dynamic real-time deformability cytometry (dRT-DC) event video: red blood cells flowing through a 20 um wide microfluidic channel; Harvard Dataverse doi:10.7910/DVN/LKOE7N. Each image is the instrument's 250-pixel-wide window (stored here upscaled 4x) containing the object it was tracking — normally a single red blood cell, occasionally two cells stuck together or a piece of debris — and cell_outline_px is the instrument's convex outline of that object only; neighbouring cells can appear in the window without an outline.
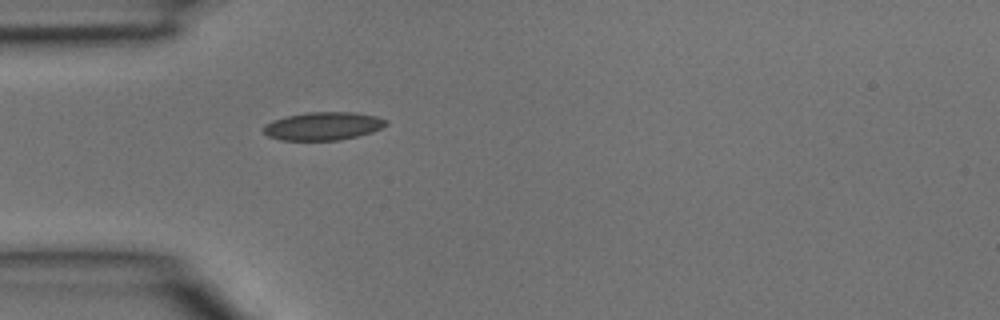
{"species": "common noctule bat (a hibernating species)", "species_latin": "Nyctalus noctula", "temperature_condition": "room temperature", "stored_images_in_passage": 29, "camera_frame_rate_fps": 3000, "um_per_image_px": 0.085, "animal": {"sex": "male", "body_mass_g": 15.6}, "frame": {"image": 1, "passage_image": 1, "time_ms": 0.0, "image_size_px": [1000, 320], "cell_outline_px": [[388, 124], [372, 132], [340, 140], [280, 140], [268, 136], [264, 132], [264, 124], [272, 120], [288, 116], [308, 112], [356, 112], [376, 116], [388, 120]], "centroid_in_image_um": [27.47, 10.71], "position_along_channel_um": 57.5, "area_um2": 20.06}}
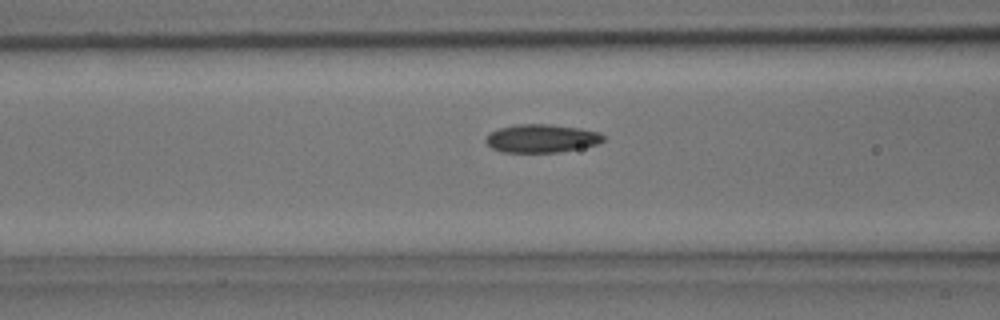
{"frame": {"image": 2, "passage_image": 5, "time_ms": 1.333, "image_size_px": [1000, 320], "cell_outline_px": [[604, 140], [596, 144], [580, 148], [556, 152], [500, 152], [492, 148], [484, 140], [492, 132], [500, 128], [516, 124], [548, 124], [580, 128], [600, 132], [604, 136]], "centroid_in_image_um": [46.04, 11.76], "position_along_channel_um": 120.6, "area_um2": 19.19}}
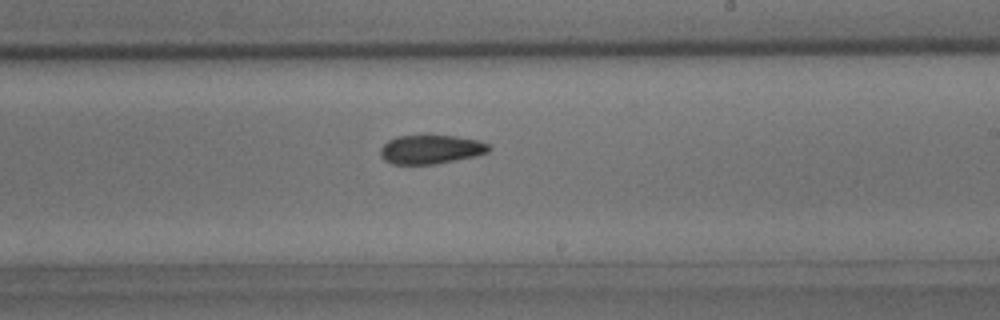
{"frame": {"image": 3, "passage_image": 13, "time_ms": 4.0, "image_size_px": [1000, 320], "cell_outline_px": [[492, 148], [488, 152], [476, 156], [436, 164], [392, 164], [384, 160], [380, 156], [380, 148], [388, 140], [396, 136], [424, 132], [456, 136], [480, 140], [488, 144]], "centroid_in_image_um": [36.61, 12.65], "position_along_channel_um": 252.4, "area_um2": 19.25}}